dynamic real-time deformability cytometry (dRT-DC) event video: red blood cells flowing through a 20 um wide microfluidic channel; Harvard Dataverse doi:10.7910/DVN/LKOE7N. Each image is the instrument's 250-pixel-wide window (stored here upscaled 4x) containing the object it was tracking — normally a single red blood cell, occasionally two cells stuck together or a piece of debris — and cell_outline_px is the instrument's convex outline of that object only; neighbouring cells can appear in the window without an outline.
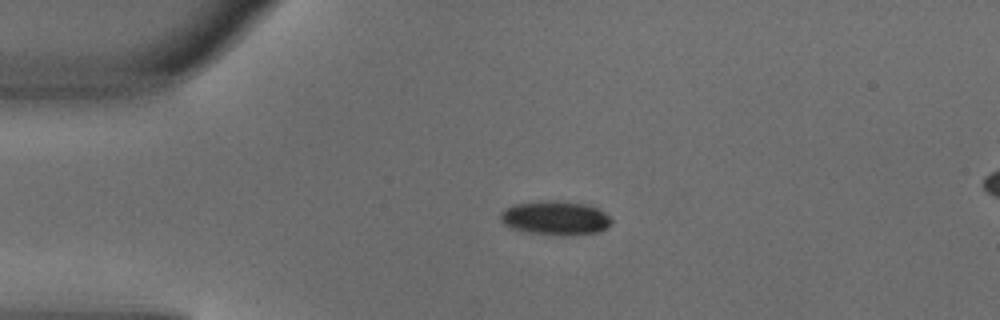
{"species": "common noctule bat (a hibernating species)", "species_latin": "Nyctalus noctula", "temperature_condition": "warm", "stored_images_in_passage": 3, "segment_of_instrument_passage": [1, 2], "camera_frame_rate_fps": 3000, "um_per_image_px": 0.085, "animal": {"sex": "male", "body_mass_g": 18.8}, "frame": {"image": 1, "passage_image": 1, "time_ms": 0.0, "image_size_px": [1000, 320], "cell_outline_px": [[612, 224], [600, 232], [564, 236], [528, 232], [508, 228], [500, 220], [500, 212], [504, 208], [512, 204], [548, 200], [556, 200], [584, 204], [596, 208], [604, 212], [612, 220]], "centroid_in_image_um": [47.17, 18.53], "position_along_channel_um": 37.8, "area_um2": 22.25}}